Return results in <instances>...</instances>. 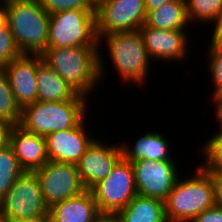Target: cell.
<instances>
[{
  "instance_id": "e575fe53",
  "label": "cell",
  "mask_w": 222,
  "mask_h": 222,
  "mask_svg": "<svg viewBox=\"0 0 222 222\" xmlns=\"http://www.w3.org/2000/svg\"><path fill=\"white\" fill-rule=\"evenodd\" d=\"M215 105V115L217 116L216 119H218L217 122H219V126H221L219 131H222V103H215Z\"/></svg>"
},
{
  "instance_id": "5b68a950",
  "label": "cell",
  "mask_w": 222,
  "mask_h": 222,
  "mask_svg": "<svg viewBox=\"0 0 222 222\" xmlns=\"http://www.w3.org/2000/svg\"><path fill=\"white\" fill-rule=\"evenodd\" d=\"M7 20L22 54H41L48 47L50 15L39 0H18L7 5Z\"/></svg>"
},
{
  "instance_id": "2e32d148",
  "label": "cell",
  "mask_w": 222,
  "mask_h": 222,
  "mask_svg": "<svg viewBox=\"0 0 222 222\" xmlns=\"http://www.w3.org/2000/svg\"><path fill=\"white\" fill-rule=\"evenodd\" d=\"M9 144L20 167L26 172H33L49 161L45 137L30 133L20 125L11 127Z\"/></svg>"
},
{
  "instance_id": "44dd1931",
  "label": "cell",
  "mask_w": 222,
  "mask_h": 222,
  "mask_svg": "<svg viewBox=\"0 0 222 222\" xmlns=\"http://www.w3.org/2000/svg\"><path fill=\"white\" fill-rule=\"evenodd\" d=\"M189 22L185 0H172L149 11L145 24L161 30H184Z\"/></svg>"
},
{
  "instance_id": "d6a6232c",
  "label": "cell",
  "mask_w": 222,
  "mask_h": 222,
  "mask_svg": "<svg viewBox=\"0 0 222 222\" xmlns=\"http://www.w3.org/2000/svg\"><path fill=\"white\" fill-rule=\"evenodd\" d=\"M7 23V5L0 4V28L6 26Z\"/></svg>"
},
{
  "instance_id": "83f0119b",
  "label": "cell",
  "mask_w": 222,
  "mask_h": 222,
  "mask_svg": "<svg viewBox=\"0 0 222 222\" xmlns=\"http://www.w3.org/2000/svg\"><path fill=\"white\" fill-rule=\"evenodd\" d=\"M43 9L50 15L69 9H94L90 0H39Z\"/></svg>"
},
{
  "instance_id": "60d3db41",
  "label": "cell",
  "mask_w": 222,
  "mask_h": 222,
  "mask_svg": "<svg viewBox=\"0 0 222 222\" xmlns=\"http://www.w3.org/2000/svg\"><path fill=\"white\" fill-rule=\"evenodd\" d=\"M15 1H18V0H0V2L4 5H9L11 3H14Z\"/></svg>"
},
{
  "instance_id": "ba28073f",
  "label": "cell",
  "mask_w": 222,
  "mask_h": 222,
  "mask_svg": "<svg viewBox=\"0 0 222 222\" xmlns=\"http://www.w3.org/2000/svg\"><path fill=\"white\" fill-rule=\"evenodd\" d=\"M9 222L49 218L40 184L34 172L24 171L0 200Z\"/></svg>"
},
{
  "instance_id": "277c9868",
  "label": "cell",
  "mask_w": 222,
  "mask_h": 222,
  "mask_svg": "<svg viewBox=\"0 0 222 222\" xmlns=\"http://www.w3.org/2000/svg\"><path fill=\"white\" fill-rule=\"evenodd\" d=\"M86 101L87 97L80 94L64 102L35 101L21 110L19 125L43 137L51 132L71 129L86 118Z\"/></svg>"
},
{
  "instance_id": "ab89813d",
  "label": "cell",
  "mask_w": 222,
  "mask_h": 222,
  "mask_svg": "<svg viewBox=\"0 0 222 222\" xmlns=\"http://www.w3.org/2000/svg\"><path fill=\"white\" fill-rule=\"evenodd\" d=\"M213 100L215 103H222V91Z\"/></svg>"
},
{
  "instance_id": "3957f363",
  "label": "cell",
  "mask_w": 222,
  "mask_h": 222,
  "mask_svg": "<svg viewBox=\"0 0 222 222\" xmlns=\"http://www.w3.org/2000/svg\"><path fill=\"white\" fill-rule=\"evenodd\" d=\"M104 37V38H103ZM106 42L105 45L109 50L108 56L112 60L117 74L123 81L135 83L141 86L147 80L148 72L150 71V56L146 50L142 35L139 30L114 32L107 35H102L99 38V76L103 77L104 60L100 54V42Z\"/></svg>"
},
{
  "instance_id": "4dcf8cb0",
  "label": "cell",
  "mask_w": 222,
  "mask_h": 222,
  "mask_svg": "<svg viewBox=\"0 0 222 222\" xmlns=\"http://www.w3.org/2000/svg\"><path fill=\"white\" fill-rule=\"evenodd\" d=\"M215 187L217 204L222 206V173L212 174Z\"/></svg>"
},
{
  "instance_id": "7402d4cb",
  "label": "cell",
  "mask_w": 222,
  "mask_h": 222,
  "mask_svg": "<svg viewBox=\"0 0 222 222\" xmlns=\"http://www.w3.org/2000/svg\"><path fill=\"white\" fill-rule=\"evenodd\" d=\"M185 5L190 23L214 22L215 29L222 20V0H185Z\"/></svg>"
},
{
  "instance_id": "ac0fdd59",
  "label": "cell",
  "mask_w": 222,
  "mask_h": 222,
  "mask_svg": "<svg viewBox=\"0 0 222 222\" xmlns=\"http://www.w3.org/2000/svg\"><path fill=\"white\" fill-rule=\"evenodd\" d=\"M134 146L120 144L122 158L128 162H136L141 159L153 161H174L169 153L167 138L158 132H146L139 137Z\"/></svg>"
},
{
  "instance_id": "9a60e30c",
  "label": "cell",
  "mask_w": 222,
  "mask_h": 222,
  "mask_svg": "<svg viewBox=\"0 0 222 222\" xmlns=\"http://www.w3.org/2000/svg\"><path fill=\"white\" fill-rule=\"evenodd\" d=\"M148 55L152 59L179 62L188 54L190 42L186 30H161L144 24L139 29ZM175 59V60H174Z\"/></svg>"
},
{
  "instance_id": "f1b7e54d",
  "label": "cell",
  "mask_w": 222,
  "mask_h": 222,
  "mask_svg": "<svg viewBox=\"0 0 222 222\" xmlns=\"http://www.w3.org/2000/svg\"><path fill=\"white\" fill-rule=\"evenodd\" d=\"M190 222H222V206L216 204L195 216Z\"/></svg>"
},
{
  "instance_id": "8fae6325",
  "label": "cell",
  "mask_w": 222,
  "mask_h": 222,
  "mask_svg": "<svg viewBox=\"0 0 222 222\" xmlns=\"http://www.w3.org/2000/svg\"><path fill=\"white\" fill-rule=\"evenodd\" d=\"M174 163L146 159L132 162L138 195L165 201L181 173Z\"/></svg>"
},
{
  "instance_id": "d4e9b609",
  "label": "cell",
  "mask_w": 222,
  "mask_h": 222,
  "mask_svg": "<svg viewBox=\"0 0 222 222\" xmlns=\"http://www.w3.org/2000/svg\"><path fill=\"white\" fill-rule=\"evenodd\" d=\"M206 141L201 149L206 161L200 166L210 174L222 173V131H218Z\"/></svg>"
},
{
  "instance_id": "603a6c76",
  "label": "cell",
  "mask_w": 222,
  "mask_h": 222,
  "mask_svg": "<svg viewBox=\"0 0 222 222\" xmlns=\"http://www.w3.org/2000/svg\"><path fill=\"white\" fill-rule=\"evenodd\" d=\"M23 172L11 145L0 148V200Z\"/></svg>"
},
{
  "instance_id": "8992f818",
  "label": "cell",
  "mask_w": 222,
  "mask_h": 222,
  "mask_svg": "<svg viewBox=\"0 0 222 222\" xmlns=\"http://www.w3.org/2000/svg\"><path fill=\"white\" fill-rule=\"evenodd\" d=\"M95 9H69L50 14L48 47H99Z\"/></svg>"
},
{
  "instance_id": "30bf717a",
  "label": "cell",
  "mask_w": 222,
  "mask_h": 222,
  "mask_svg": "<svg viewBox=\"0 0 222 222\" xmlns=\"http://www.w3.org/2000/svg\"><path fill=\"white\" fill-rule=\"evenodd\" d=\"M95 13L98 39L114 32L139 30L147 17L144 0H110Z\"/></svg>"
},
{
  "instance_id": "f35d334b",
  "label": "cell",
  "mask_w": 222,
  "mask_h": 222,
  "mask_svg": "<svg viewBox=\"0 0 222 222\" xmlns=\"http://www.w3.org/2000/svg\"><path fill=\"white\" fill-rule=\"evenodd\" d=\"M0 222H9L8 217L6 216L1 204H0Z\"/></svg>"
},
{
  "instance_id": "74e56055",
  "label": "cell",
  "mask_w": 222,
  "mask_h": 222,
  "mask_svg": "<svg viewBox=\"0 0 222 222\" xmlns=\"http://www.w3.org/2000/svg\"><path fill=\"white\" fill-rule=\"evenodd\" d=\"M97 222H117L113 216H102Z\"/></svg>"
},
{
  "instance_id": "d6986e66",
  "label": "cell",
  "mask_w": 222,
  "mask_h": 222,
  "mask_svg": "<svg viewBox=\"0 0 222 222\" xmlns=\"http://www.w3.org/2000/svg\"><path fill=\"white\" fill-rule=\"evenodd\" d=\"M37 101L64 102L74 99L78 93L61 78L53 68L42 61L37 66Z\"/></svg>"
},
{
  "instance_id": "836d02e7",
  "label": "cell",
  "mask_w": 222,
  "mask_h": 222,
  "mask_svg": "<svg viewBox=\"0 0 222 222\" xmlns=\"http://www.w3.org/2000/svg\"><path fill=\"white\" fill-rule=\"evenodd\" d=\"M212 39L215 40L218 44L222 45V20L219 25L213 29Z\"/></svg>"
},
{
  "instance_id": "ffe728a7",
  "label": "cell",
  "mask_w": 222,
  "mask_h": 222,
  "mask_svg": "<svg viewBox=\"0 0 222 222\" xmlns=\"http://www.w3.org/2000/svg\"><path fill=\"white\" fill-rule=\"evenodd\" d=\"M113 217L117 222H167L165 201L137 194Z\"/></svg>"
},
{
  "instance_id": "6da1fadb",
  "label": "cell",
  "mask_w": 222,
  "mask_h": 222,
  "mask_svg": "<svg viewBox=\"0 0 222 222\" xmlns=\"http://www.w3.org/2000/svg\"><path fill=\"white\" fill-rule=\"evenodd\" d=\"M41 58L78 94L88 97L98 87L99 47H47Z\"/></svg>"
},
{
  "instance_id": "7a4b0ae2",
  "label": "cell",
  "mask_w": 222,
  "mask_h": 222,
  "mask_svg": "<svg viewBox=\"0 0 222 222\" xmlns=\"http://www.w3.org/2000/svg\"><path fill=\"white\" fill-rule=\"evenodd\" d=\"M189 179H177L165 200L167 222H190L195 216L217 204L212 174L200 165Z\"/></svg>"
},
{
  "instance_id": "4316f807",
  "label": "cell",
  "mask_w": 222,
  "mask_h": 222,
  "mask_svg": "<svg viewBox=\"0 0 222 222\" xmlns=\"http://www.w3.org/2000/svg\"><path fill=\"white\" fill-rule=\"evenodd\" d=\"M21 54L8 24L0 28V68H3Z\"/></svg>"
},
{
  "instance_id": "4fadbf2b",
  "label": "cell",
  "mask_w": 222,
  "mask_h": 222,
  "mask_svg": "<svg viewBox=\"0 0 222 222\" xmlns=\"http://www.w3.org/2000/svg\"><path fill=\"white\" fill-rule=\"evenodd\" d=\"M42 61L41 54H21L2 68L21 110L37 101L36 71Z\"/></svg>"
},
{
  "instance_id": "484cf974",
  "label": "cell",
  "mask_w": 222,
  "mask_h": 222,
  "mask_svg": "<svg viewBox=\"0 0 222 222\" xmlns=\"http://www.w3.org/2000/svg\"><path fill=\"white\" fill-rule=\"evenodd\" d=\"M208 49V71L213 82V99L222 91V45L211 38Z\"/></svg>"
},
{
  "instance_id": "5bb4252c",
  "label": "cell",
  "mask_w": 222,
  "mask_h": 222,
  "mask_svg": "<svg viewBox=\"0 0 222 222\" xmlns=\"http://www.w3.org/2000/svg\"><path fill=\"white\" fill-rule=\"evenodd\" d=\"M83 119L77 126L45 136L48 158L51 161L76 165L95 137H89Z\"/></svg>"
},
{
  "instance_id": "f546056e",
  "label": "cell",
  "mask_w": 222,
  "mask_h": 222,
  "mask_svg": "<svg viewBox=\"0 0 222 222\" xmlns=\"http://www.w3.org/2000/svg\"><path fill=\"white\" fill-rule=\"evenodd\" d=\"M12 126L8 121L0 119V148L9 143V134Z\"/></svg>"
},
{
  "instance_id": "52a82bcc",
  "label": "cell",
  "mask_w": 222,
  "mask_h": 222,
  "mask_svg": "<svg viewBox=\"0 0 222 222\" xmlns=\"http://www.w3.org/2000/svg\"><path fill=\"white\" fill-rule=\"evenodd\" d=\"M90 190L99 212L103 216H114L138 194L131 162L121 158L110 174Z\"/></svg>"
},
{
  "instance_id": "1f68e13d",
  "label": "cell",
  "mask_w": 222,
  "mask_h": 222,
  "mask_svg": "<svg viewBox=\"0 0 222 222\" xmlns=\"http://www.w3.org/2000/svg\"><path fill=\"white\" fill-rule=\"evenodd\" d=\"M145 1V8L146 13L156 8H159L164 3L170 2L172 0H144Z\"/></svg>"
},
{
  "instance_id": "7c38bea8",
  "label": "cell",
  "mask_w": 222,
  "mask_h": 222,
  "mask_svg": "<svg viewBox=\"0 0 222 222\" xmlns=\"http://www.w3.org/2000/svg\"><path fill=\"white\" fill-rule=\"evenodd\" d=\"M121 158L120 143L105 146L102 141L94 138L76 164L85 189L90 190L99 181L105 179Z\"/></svg>"
},
{
  "instance_id": "e0dca14e",
  "label": "cell",
  "mask_w": 222,
  "mask_h": 222,
  "mask_svg": "<svg viewBox=\"0 0 222 222\" xmlns=\"http://www.w3.org/2000/svg\"><path fill=\"white\" fill-rule=\"evenodd\" d=\"M102 216L88 189L49 208L50 222H97Z\"/></svg>"
},
{
  "instance_id": "cb8c5ba5",
  "label": "cell",
  "mask_w": 222,
  "mask_h": 222,
  "mask_svg": "<svg viewBox=\"0 0 222 222\" xmlns=\"http://www.w3.org/2000/svg\"><path fill=\"white\" fill-rule=\"evenodd\" d=\"M0 119L19 125L21 109L17 105L5 71L0 68Z\"/></svg>"
},
{
  "instance_id": "9c48e42d",
  "label": "cell",
  "mask_w": 222,
  "mask_h": 222,
  "mask_svg": "<svg viewBox=\"0 0 222 222\" xmlns=\"http://www.w3.org/2000/svg\"><path fill=\"white\" fill-rule=\"evenodd\" d=\"M33 172L39 181L44 202L49 208L86 190L74 164L49 160Z\"/></svg>"
},
{
  "instance_id": "8d00e7d4",
  "label": "cell",
  "mask_w": 222,
  "mask_h": 222,
  "mask_svg": "<svg viewBox=\"0 0 222 222\" xmlns=\"http://www.w3.org/2000/svg\"><path fill=\"white\" fill-rule=\"evenodd\" d=\"M12 222H50V219L49 218H36V219L12 221Z\"/></svg>"
},
{
  "instance_id": "d590c367",
  "label": "cell",
  "mask_w": 222,
  "mask_h": 222,
  "mask_svg": "<svg viewBox=\"0 0 222 222\" xmlns=\"http://www.w3.org/2000/svg\"><path fill=\"white\" fill-rule=\"evenodd\" d=\"M92 7L96 10L97 8H99L102 4L110 1V0H90Z\"/></svg>"
}]
</instances>
